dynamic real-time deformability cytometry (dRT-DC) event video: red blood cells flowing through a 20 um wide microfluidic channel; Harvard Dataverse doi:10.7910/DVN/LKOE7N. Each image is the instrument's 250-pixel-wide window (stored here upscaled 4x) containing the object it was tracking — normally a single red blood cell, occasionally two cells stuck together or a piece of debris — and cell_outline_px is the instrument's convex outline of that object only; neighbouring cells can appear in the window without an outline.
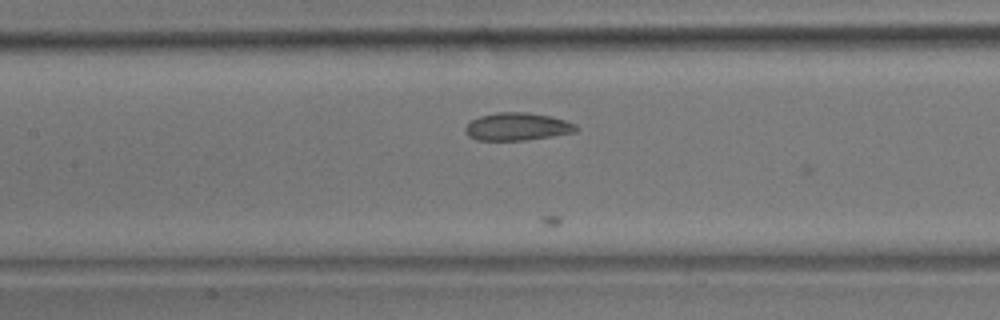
{"species": "common noctule bat (a hibernating species)", "species_latin": "Nyctalus noctula", "temperature_condition": "room temperature", "stored_images_in_passage": 19, "camera_frame_rate_fps": 3000, "um_per_image_px": 0.085, "animal": {"sex": "male", "body_mass_g": 17.9}, "frame": {"image": 1, "passage_image": 9, "time_ms": 2.667, "image_size_px": [1000, 320], "cell_outline_px": [[576, 132], [552, 136], [524, 140], [476, 140], [468, 136], [464, 132], [464, 128], [472, 120], [480, 116], [496, 112], [528, 112], [552, 116], [576, 124]], "centroid_in_image_um": [43.95, 10.76], "position_along_channel_um": 163.5, "area_um2": 17.92}}